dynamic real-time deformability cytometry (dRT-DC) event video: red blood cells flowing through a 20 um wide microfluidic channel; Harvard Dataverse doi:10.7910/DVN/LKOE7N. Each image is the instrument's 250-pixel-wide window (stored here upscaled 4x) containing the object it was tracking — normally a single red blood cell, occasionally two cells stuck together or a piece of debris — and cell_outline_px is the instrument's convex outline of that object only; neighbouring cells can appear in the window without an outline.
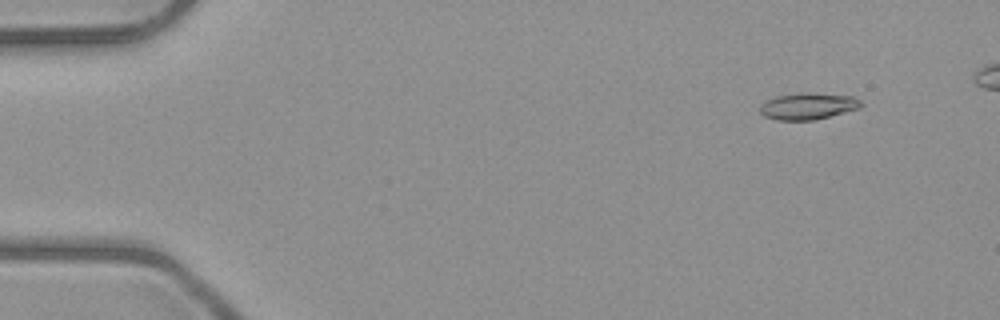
{"species": "common noctule bat (a hibernating species)", "species_latin": "Nyctalus noctula", "temperature_condition": "room temperature", "stored_images_in_passage": 5, "camera_frame_rate_fps": 3000, "um_per_image_px": 0.085, "animal": {"sex": "male", "body_mass_g": 23.1, "forearm_length_mm": 52.7}, "frame": {"image": 1, "passage_image": 1, "time_ms": 0.0, "image_size_px": [1000, 320], "cell_outline_px": [[864, 104], [860, 108], [812, 120], [776, 120], [764, 116], [760, 112], [760, 104], [764, 100], [776, 96], [800, 92], [808, 92], [852, 96], [860, 100]], "centroid_in_image_um": [68.64, 9.01], "position_along_channel_um": 16.4, "area_um2": 15.78}}